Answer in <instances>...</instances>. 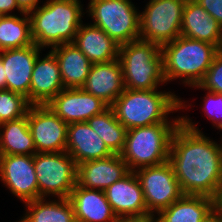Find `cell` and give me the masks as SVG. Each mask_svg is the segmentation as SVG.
<instances>
[{"label": "cell", "mask_w": 222, "mask_h": 222, "mask_svg": "<svg viewBox=\"0 0 222 222\" xmlns=\"http://www.w3.org/2000/svg\"><path fill=\"white\" fill-rule=\"evenodd\" d=\"M189 118L173 134L169 162L184 195L212 198L222 182V145L198 130Z\"/></svg>", "instance_id": "cell-1"}, {"label": "cell", "mask_w": 222, "mask_h": 222, "mask_svg": "<svg viewBox=\"0 0 222 222\" xmlns=\"http://www.w3.org/2000/svg\"><path fill=\"white\" fill-rule=\"evenodd\" d=\"M82 15L79 0H48L29 13L33 43L40 48L73 43Z\"/></svg>", "instance_id": "cell-2"}, {"label": "cell", "mask_w": 222, "mask_h": 222, "mask_svg": "<svg viewBox=\"0 0 222 222\" xmlns=\"http://www.w3.org/2000/svg\"><path fill=\"white\" fill-rule=\"evenodd\" d=\"M184 105L185 103L171 92H157L156 89H124L111 108L114 110L117 120L129 130L156 123L171 122L166 119L167 114L187 107Z\"/></svg>", "instance_id": "cell-3"}, {"label": "cell", "mask_w": 222, "mask_h": 222, "mask_svg": "<svg viewBox=\"0 0 222 222\" xmlns=\"http://www.w3.org/2000/svg\"><path fill=\"white\" fill-rule=\"evenodd\" d=\"M219 51L216 45L180 35L161 47L165 82L181 77L190 87L199 84Z\"/></svg>", "instance_id": "cell-4"}, {"label": "cell", "mask_w": 222, "mask_h": 222, "mask_svg": "<svg viewBox=\"0 0 222 222\" xmlns=\"http://www.w3.org/2000/svg\"><path fill=\"white\" fill-rule=\"evenodd\" d=\"M172 123V124H171ZM127 130L121 158L130 171L169 161L170 145L181 118Z\"/></svg>", "instance_id": "cell-5"}, {"label": "cell", "mask_w": 222, "mask_h": 222, "mask_svg": "<svg viewBox=\"0 0 222 222\" xmlns=\"http://www.w3.org/2000/svg\"><path fill=\"white\" fill-rule=\"evenodd\" d=\"M118 59L125 89H157V85L165 82L163 55L157 44L140 39L122 44L119 46Z\"/></svg>", "instance_id": "cell-6"}, {"label": "cell", "mask_w": 222, "mask_h": 222, "mask_svg": "<svg viewBox=\"0 0 222 222\" xmlns=\"http://www.w3.org/2000/svg\"><path fill=\"white\" fill-rule=\"evenodd\" d=\"M93 25L102 29L119 45L139 40L140 13L129 0H90Z\"/></svg>", "instance_id": "cell-7"}, {"label": "cell", "mask_w": 222, "mask_h": 222, "mask_svg": "<svg viewBox=\"0 0 222 222\" xmlns=\"http://www.w3.org/2000/svg\"><path fill=\"white\" fill-rule=\"evenodd\" d=\"M39 198L50 194L69 198L77 184V164L67 152H45L33 155Z\"/></svg>", "instance_id": "cell-8"}, {"label": "cell", "mask_w": 222, "mask_h": 222, "mask_svg": "<svg viewBox=\"0 0 222 222\" xmlns=\"http://www.w3.org/2000/svg\"><path fill=\"white\" fill-rule=\"evenodd\" d=\"M187 0H150L140 14L139 39L162 47L181 35Z\"/></svg>", "instance_id": "cell-9"}, {"label": "cell", "mask_w": 222, "mask_h": 222, "mask_svg": "<svg viewBox=\"0 0 222 222\" xmlns=\"http://www.w3.org/2000/svg\"><path fill=\"white\" fill-rule=\"evenodd\" d=\"M138 170L134 172L140 182L149 213H158L183 195L169 161Z\"/></svg>", "instance_id": "cell-10"}, {"label": "cell", "mask_w": 222, "mask_h": 222, "mask_svg": "<svg viewBox=\"0 0 222 222\" xmlns=\"http://www.w3.org/2000/svg\"><path fill=\"white\" fill-rule=\"evenodd\" d=\"M27 119L36 153L66 152L69 124L47 105H31Z\"/></svg>", "instance_id": "cell-11"}, {"label": "cell", "mask_w": 222, "mask_h": 222, "mask_svg": "<svg viewBox=\"0 0 222 222\" xmlns=\"http://www.w3.org/2000/svg\"><path fill=\"white\" fill-rule=\"evenodd\" d=\"M0 178L23 202L39 199L33 155H0Z\"/></svg>", "instance_id": "cell-12"}, {"label": "cell", "mask_w": 222, "mask_h": 222, "mask_svg": "<svg viewBox=\"0 0 222 222\" xmlns=\"http://www.w3.org/2000/svg\"><path fill=\"white\" fill-rule=\"evenodd\" d=\"M47 106L65 123L87 122L109 106L82 88H64Z\"/></svg>", "instance_id": "cell-13"}, {"label": "cell", "mask_w": 222, "mask_h": 222, "mask_svg": "<svg viewBox=\"0 0 222 222\" xmlns=\"http://www.w3.org/2000/svg\"><path fill=\"white\" fill-rule=\"evenodd\" d=\"M41 49L33 43L23 48L0 51L5 69L6 90L24 95L29 101L33 67Z\"/></svg>", "instance_id": "cell-14"}, {"label": "cell", "mask_w": 222, "mask_h": 222, "mask_svg": "<svg viewBox=\"0 0 222 222\" xmlns=\"http://www.w3.org/2000/svg\"><path fill=\"white\" fill-rule=\"evenodd\" d=\"M130 170L121 155L85 161L77 165V184L86 189L105 191Z\"/></svg>", "instance_id": "cell-15"}, {"label": "cell", "mask_w": 222, "mask_h": 222, "mask_svg": "<svg viewBox=\"0 0 222 222\" xmlns=\"http://www.w3.org/2000/svg\"><path fill=\"white\" fill-rule=\"evenodd\" d=\"M104 192L117 217L149 214L140 182L134 171H129Z\"/></svg>", "instance_id": "cell-16"}, {"label": "cell", "mask_w": 222, "mask_h": 222, "mask_svg": "<svg viewBox=\"0 0 222 222\" xmlns=\"http://www.w3.org/2000/svg\"><path fill=\"white\" fill-rule=\"evenodd\" d=\"M64 89L57 58L50 51L42 60L36 58L30 85L29 103L47 105Z\"/></svg>", "instance_id": "cell-17"}, {"label": "cell", "mask_w": 222, "mask_h": 222, "mask_svg": "<svg viewBox=\"0 0 222 222\" xmlns=\"http://www.w3.org/2000/svg\"><path fill=\"white\" fill-rule=\"evenodd\" d=\"M82 89L111 107L125 89L119 59L92 64Z\"/></svg>", "instance_id": "cell-18"}, {"label": "cell", "mask_w": 222, "mask_h": 222, "mask_svg": "<svg viewBox=\"0 0 222 222\" xmlns=\"http://www.w3.org/2000/svg\"><path fill=\"white\" fill-rule=\"evenodd\" d=\"M181 35L211 43L222 49V26L195 0H187L185 3Z\"/></svg>", "instance_id": "cell-19"}, {"label": "cell", "mask_w": 222, "mask_h": 222, "mask_svg": "<svg viewBox=\"0 0 222 222\" xmlns=\"http://www.w3.org/2000/svg\"><path fill=\"white\" fill-rule=\"evenodd\" d=\"M66 152L77 165L113 154L87 122H74L68 125Z\"/></svg>", "instance_id": "cell-20"}, {"label": "cell", "mask_w": 222, "mask_h": 222, "mask_svg": "<svg viewBox=\"0 0 222 222\" xmlns=\"http://www.w3.org/2000/svg\"><path fill=\"white\" fill-rule=\"evenodd\" d=\"M69 199L77 222H114L117 219L104 191L86 189L76 184Z\"/></svg>", "instance_id": "cell-21"}, {"label": "cell", "mask_w": 222, "mask_h": 222, "mask_svg": "<svg viewBox=\"0 0 222 222\" xmlns=\"http://www.w3.org/2000/svg\"><path fill=\"white\" fill-rule=\"evenodd\" d=\"M92 64L109 62L118 59L119 44L110 38L102 29L91 24H81L72 43Z\"/></svg>", "instance_id": "cell-22"}, {"label": "cell", "mask_w": 222, "mask_h": 222, "mask_svg": "<svg viewBox=\"0 0 222 222\" xmlns=\"http://www.w3.org/2000/svg\"><path fill=\"white\" fill-rule=\"evenodd\" d=\"M51 52L58 60L64 88H82L92 63L72 43L53 47Z\"/></svg>", "instance_id": "cell-23"}, {"label": "cell", "mask_w": 222, "mask_h": 222, "mask_svg": "<svg viewBox=\"0 0 222 222\" xmlns=\"http://www.w3.org/2000/svg\"><path fill=\"white\" fill-rule=\"evenodd\" d=\"M211 210L212 198L183 194L157 213V222H200Z\"/></svg>", "instance_id": "cell-24"}, {"label": "cell", "mask_w": 222, "mask_h": 222, "mask_svg": "<svg viewBox=\"0 0 222 222\" xmlns=\"http://www.w3.org/2000/svg\"><path fill=\"white\" fill-rule=\"evenodd\" d=\"M0 155H34L36 147L27 115L1 124ZM3 132V133H1Z\"/></svg>", "instance_id": "cell-25"}, {"label": "cell", "mask_w": 222, "mask_h": 222, "mask_svg": "<svg viewBox=\"0 0 222 222\" xmlns=\"http://www.w3.org/2000/svg\"><path fill=\"white\" fill-rule=\"evenodd\" d=\"M45 200L39 198L25 202L28 212L19 222H76L69 198H59V201L54 202Z\"/></svg>", "instance_id": "cell-26"}, {"label": "cell", "mask_w": 222, "mask_h": 222, "mask_svg": "<svg viewBox=\"0 0 222 222\" xmlns=\"http://www.w3.org/2000/svg\"><path fill=\"white\" fill-rule=\"evenodd\" d=\"M87 123L113 154H121L125 146L127 128L117 120L111 107L91 117Z\"/></svg>", "instance_id": "cell-27"}, {"label": "cell", "mask_w": 222, "mask_h": 222, "mask_svg": "<svg viewBox=\"0 0 222 222\" xmlns=\"http://www.w3.org/2000/svg\"><path fill=\"white\" fill-rule=\"evenodd\" d=\"M22 14L23 18L16 15L0 16V51L33 44L30 16L28 13Z\"/></svg>", "instance_id": "cell-28"}, {"label": "cell", "mask_w": 222, "mask_h": 222, "mask_svg": "<svg viewBox=\"0 0 222 222\" xmlns=\"http://www.w3.org/2000/svg\"><path fill=\"white\" fill-rule=\"evenodd\" d=\"M30 106L24 95L6 89L0 90V124L27 115Z\"/></svg>", "instance_id": "cell-29"}, {"label": "cell", "mask_w": 222, "mask_h": 222, "mask_svg": "<svg viewBox=\"0 0 222 222\" xmlns=\"http://www.w3.org/2000/svg\"><path fill=\"white\" fill-rule=\"evenodd\" d=\"M193 87L222 94V49L215 56L203 80Z\"/></svg>", "instance_id": "cell-30"}, {"label": "cell", "mask_w": 222, "mask_h": 222, "mask_svg": "<svg viewBox=\"0 0 222 222\" xmlns=\"http://www.w3.org/2000/svg\"><path fill=\"white\" fill-rule=\"evenodd\" d=\"M204 102L207 117L218 127L222 122V94L209 91Z\"/></svg>", "instance_id": "cell-31"}, {"label": "cell", "mask_w": 222, "mask_h": 222, "mask_svg": "<svg viewBox=\"0 0 222 222\" xmlns=\"http://www.w3.org/2000/svg\"><path fill=\"white\" fill-rule=\"evenodd\" d=\"M222 26V0H195Z\"/></svg>", "instance_id": "cell-32"}, {"label": "cell", "mask_w": 222, "mask_h": 222, "mask_svg": "<svg viewBox=\"0 0 222 222\" xmlns=\"http://www.w3.org/2000/svg\"><path fill=\"white\" fill-rule=\"evenodd\" d=\"M114 222H157V218L154 217V214L149 213L142 216L117 217Z\"/></svg>", "instance_id": "cell-33"}, {"label": "cell", "mask_w": 222, "mask_h": 222, "mask_svg": "<svg viewBox=\"0 0 222 222\" xmlns=\"http://www.w3.org/2000/svg\"><path fill=\"white\" fill-rule=\"evenodd\" d=\"M212 209L222 217V182L212 197Z\"/></svg>", "instance_id": "cell-34"}, {"label": "cell", "mask_w": 222, "mask_h": 222, "mask_svg": "<svg viewBox=\"0 0 222 222\" xmlns=\"http://www.w3.org/2000/svg\"><path fill=\"white\" fill-rule=\"evenodd\" d=\"M15 8H16V10L20 11V14L23 13L18 8L16 0H0V16L13 15V14H9V13H10V11L12 12V10H14Z\"/></svg>", "instance_id": "cell-35"}, {"label": "cell", "mask_w": 222, "mask_h": 222, "mask_svg": "<svg viewBox=\"0 0 222 222\" xmlns=\"http://www.w3.org/2000/svg\"><path fill=\"white\" fill-rule=\"evenodd\" d=\"M18 8L24 13H30L38 6L39 0H16Z\"/></svg>", "instance_id": "cell-36"}, {"label": "cell", "mask_w": 222, "mask_h": 222, "mask_svg": "<svg viewBox=\"0 0 222 222\" xmlns=\"http://www.w3.org/2000/svg\"><path fill=\"white\" fill-rule=\"evenodd\" d=\"M200 222H222V217L212 209Z\"/></svg>", "instance_id": "cell-37"}, {"label": "cell", "mask_w": 222, "mask_h": 222, "mask_svg": "<svg viewBox=\"0 0 222 222\" xmlns=\"http://www.w3.org/2000/svg\"><path fill=\"white\" fill-rule=\"evenodd\" d=\"M4 70L5 69H4L3 63L0 59V90L6 89V77H5Z\"/></svg>", "instance_id": "cell-38"}, {"label": "cell", "mask_w": 222, "mask_h": 222, "mask_svg": "<svg viewBox=\"0 0 222 222\" xmlns=\"http://www.w3.org/2000/svg\"><path fill=\"white\" fill-rule=\"evenodd\" d=\"M217 128L222 129V122H221V124Z\"/></svg>", "instance_id": "cell-39"}]
</instances>
